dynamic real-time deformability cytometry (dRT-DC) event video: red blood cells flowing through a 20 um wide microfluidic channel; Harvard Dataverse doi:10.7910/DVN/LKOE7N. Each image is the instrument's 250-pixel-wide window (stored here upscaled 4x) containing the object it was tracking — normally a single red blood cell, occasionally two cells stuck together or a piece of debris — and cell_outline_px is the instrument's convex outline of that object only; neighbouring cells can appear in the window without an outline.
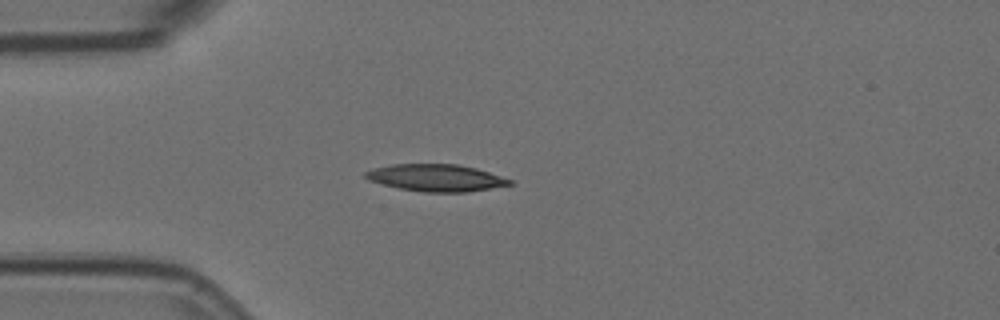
{"species": "Egyptian fruit bat (a non-hibernating species)", "species_latin": "Rousettus aegyptiacus", "temperature_condition": "room temperature", "stored_images_in_passage": 4, "camera_frame_rate_fps": 3000, "um_per_image_px": 0.085, "animal": {"sex": "female"}, "frame": {"image": 1, "passage_image": 4, "time_ms": 1.0, "image_size_px": [1000, 320], "cell_outline_px": [[516, 184], [468, 192], [424, 192], [400, 188], [368, 180], [364, 176], [364, 172], [372, 168], [392, 164], [456, 164], [476, 168], [512, 180]], "centroid_in_image_um": [37.07, 15.11], "position_along_channel_um": 47.9, "area_um2": 22.72}}